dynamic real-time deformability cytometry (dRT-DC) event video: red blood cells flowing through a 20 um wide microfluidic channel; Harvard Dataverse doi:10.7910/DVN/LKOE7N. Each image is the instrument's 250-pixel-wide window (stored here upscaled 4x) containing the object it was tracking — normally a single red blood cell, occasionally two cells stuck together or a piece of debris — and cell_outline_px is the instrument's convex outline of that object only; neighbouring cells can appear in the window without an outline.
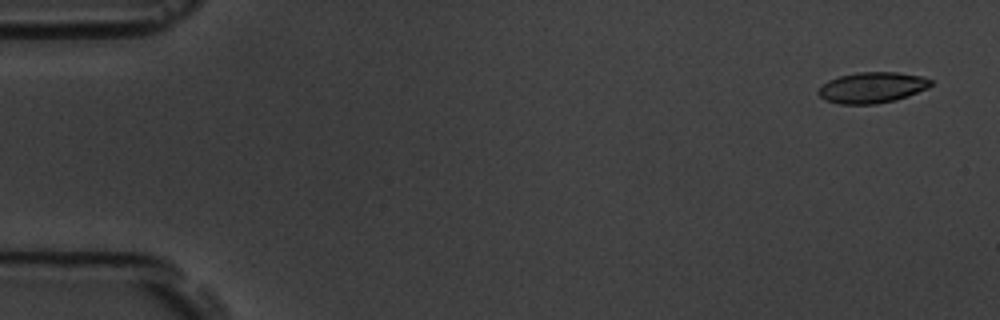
{"species": "common noctule bat (a hibernating species)", "species_latin": "Nyctalus noctula", "temperature_condition": "room temperature", "stored_images_in_passage": 5, "camera_frame_rate_fps": 3000, "um_per_image_px": 0.085, "animal": {"sex": "male", "body_mass_g": 19.5, "forearm_length_mm": 54.6}, "frame": {"image": 1, "passage_image": 1, "time_ms": 0.0, "image_size_px": [1000, 320], "cell_outline_px": [[932, 84], [928, 88], [908, 96], [896, 100], [876, 104], [840, 104], [824, 100], [816, 92], [828, 80], [840, 76], [856, 72], [896, 72], [920, 76], [932, 80]], "centroid_in_image_um": [74.12, 7.45], "position_along_channel_um": 10.9, "area_um2": 20.23}}
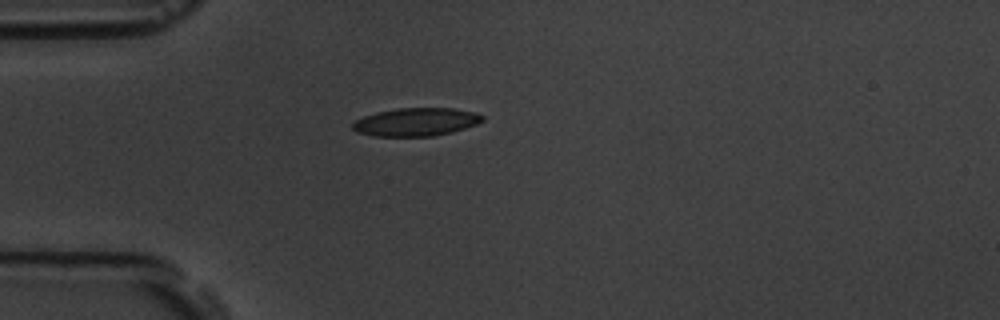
{"frame": {"image": 2, "passage_image": 5, "time_ms": 4.333, "image_size_px": [1000, 320], "cell_outline_px": [[484, 120], [476, 124], [452, 132], [432, 136], [376, 136], [356, 132], [352, 128], [352, 124], [356, 120], [364, 116], [376, 112], [396, 108], [452, 108], [476, 112], [484, 116]], "centroid_in_image_um": [35.36, 10.36], "position_along_channel_um": 49.6, "area_um2": 21.27}}